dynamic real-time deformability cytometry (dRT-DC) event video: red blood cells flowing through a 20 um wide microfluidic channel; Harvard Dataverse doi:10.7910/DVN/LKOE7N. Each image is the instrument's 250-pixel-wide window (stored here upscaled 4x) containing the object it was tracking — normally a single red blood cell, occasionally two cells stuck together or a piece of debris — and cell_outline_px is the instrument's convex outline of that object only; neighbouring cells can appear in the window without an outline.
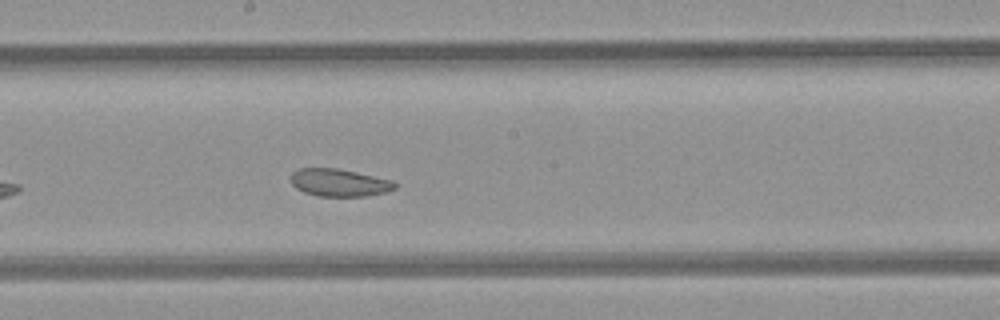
{"species": "common noctule bat (a hibernating species)", "species_latin": "Nyctalus noctula", "temperature_condition": "room temperature", "stored_images_in_passage": 6, "camera_frame_rate_fps": 3000, "um_per_image_px": 0.085, "animal": {"sex": "female", "body_mass_g": 21.9}, "frame": {"image": 1, "passage_image": 6, "time_ms": 6.667, "image_size_px": [1000, 320], "cell_outline_px": [[400, 184], [396, 188], [384, 192], [368, 196], [316, 196], [304, 192], [296, 188], [292, 184], [292, 172], [300, 168], [336, 168], [356, 172], [392, 180]], "centroid_in_image_um": [28.86, 15.53], "position_along_channel_um": 219.3, "area_um2": 16.7}}